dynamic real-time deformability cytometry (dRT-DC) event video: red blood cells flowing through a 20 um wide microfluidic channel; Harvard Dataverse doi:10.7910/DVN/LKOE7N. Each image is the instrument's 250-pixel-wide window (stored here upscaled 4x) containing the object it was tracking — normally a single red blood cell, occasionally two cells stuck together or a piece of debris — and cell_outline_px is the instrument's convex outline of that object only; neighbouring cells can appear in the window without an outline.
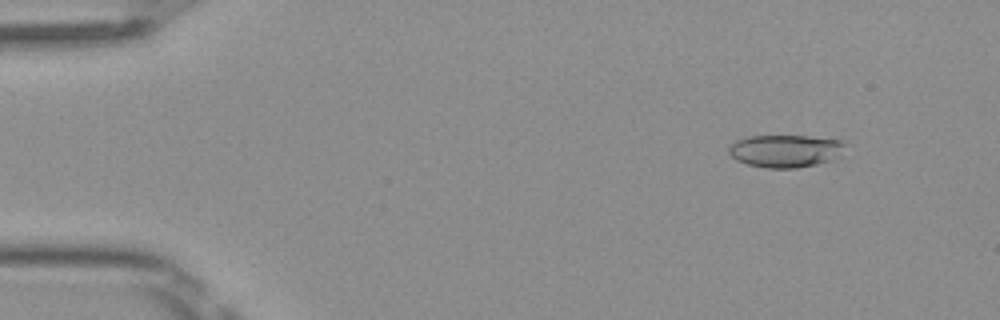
{"species": "Egyptian fruit bat (a non-hibernating species)", "species_latin": "Rousettus aegyptiacus", "temperature_condition": "room temperature", "stored_images_in_passage": 50, "camera_frame_rate_fps": 3000, "um_per_image_px": 0.085, "frame": {"image": 1, "passage_image": 6, "time_ms": 1.667, "image_size_px": [1000, 320], "cell_outline_px": [[844, 144], [836, 156], [832, 160], [816, 164], [796, 168], [768, 168], [748, 164], [736, 160], [728, 152], [728, 148], [736, 140], [748, 136], [808, 136], [844, 140]], "centroid_in_image_um": [66.71, 12.82], "position_along_channel_um": 18.3, "area_um2": 21.85}}
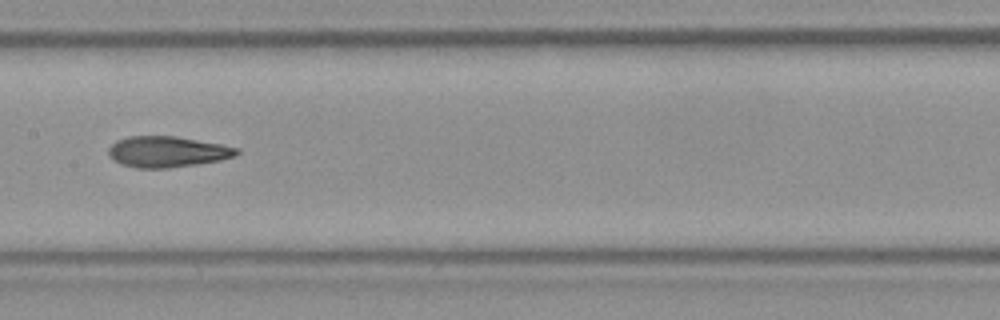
{"frame": {"image": 2, "passage_image": 26, "time_ms": 8.333, "image_size_px": [1000, 320], "cell_outline_px": [[240, 152], [236, 156], [220, 160], [196, 164], [168, 168], [136, 168], [120, 164], [112, 160], [108, 156], [108, 148], [116, 140], [128, 136], [176, 136], [220, 144], [240, 148]], "centroid_in_image_um": [14.19, 12.9], "position_along_channel_um": 193.2, "area_um2": 23.29}}
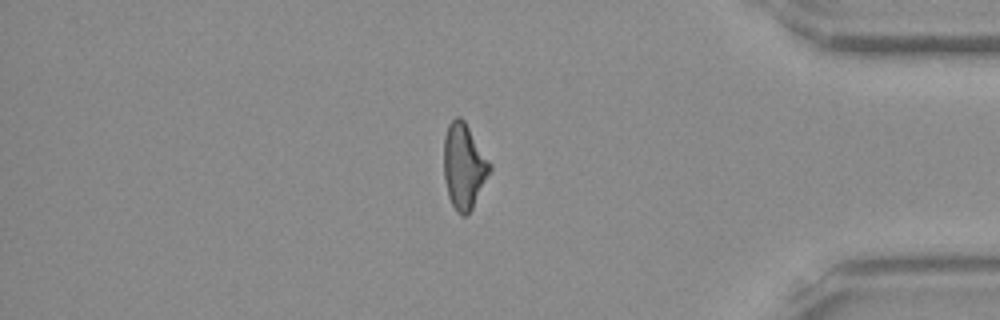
{"frame": {"image": 3, "passage_image": 43, "time_ms": 14.0, "image_size_px": [1000, 320], "cell_outline_px": [[492, 168], [468, 216], [460, 216], [456, 212], [448, 196], [444, 180], [444, 136], [448, 124], [456, 116], [460, 116], [464, 120], [492, 164]], "centroid_in_image_um": [39.42, 14.13], "position_along_channel_um": 395.8, "area_um2": 23.0}, "authors_computed_cell_mechanics": {"area_um2": 22.9177, "velocity_mm_per_s": 4.0918, "shape_relaxation_time_tau1_ms": 5.9895, "shape_relaxation_time_tau2_ms": 3.2072, "deformation_change_tau1": 0.19, "deformation_change_tau2": 0.1077}}